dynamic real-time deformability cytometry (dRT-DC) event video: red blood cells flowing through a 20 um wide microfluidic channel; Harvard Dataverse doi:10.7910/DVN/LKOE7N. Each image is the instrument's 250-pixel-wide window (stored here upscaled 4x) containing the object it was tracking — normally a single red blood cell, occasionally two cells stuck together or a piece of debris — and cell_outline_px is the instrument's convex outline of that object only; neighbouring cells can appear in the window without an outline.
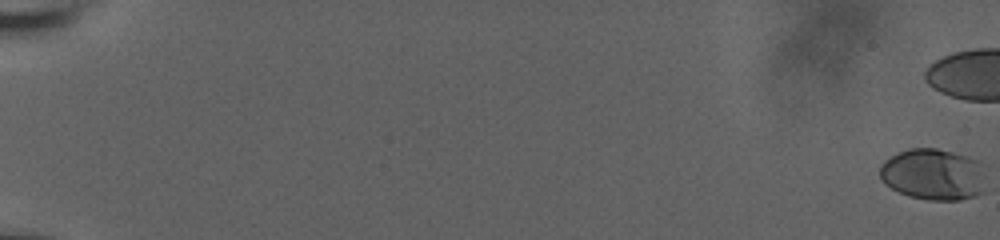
{"species": "human", "species_latin": "Homo sapiens", "temperature_condition": "room temperature", "stored_images_in_passage": 1, "camera_frame_rate_fps": 3000, "um_per_image_px": 0.085, "donor": {"sex": "male"}, "frame": {"image": 1, "passage_image": 1, "time_ms": 0.0, "image_size_px": [1000, 240], "cell_outline_px": [[984, 192], [976, 196], [960, 200], [928, 200], [908, 196], [884, 184], [880, 180], [880, 164], [884, 160], [908, 148], [936, 148], [968, 156], [980, 160], [984, 188]], "centroid_in_image_um": [79.32, 14.83], "position_along_channel_um": 5.7, "area_um2": 31.96}}